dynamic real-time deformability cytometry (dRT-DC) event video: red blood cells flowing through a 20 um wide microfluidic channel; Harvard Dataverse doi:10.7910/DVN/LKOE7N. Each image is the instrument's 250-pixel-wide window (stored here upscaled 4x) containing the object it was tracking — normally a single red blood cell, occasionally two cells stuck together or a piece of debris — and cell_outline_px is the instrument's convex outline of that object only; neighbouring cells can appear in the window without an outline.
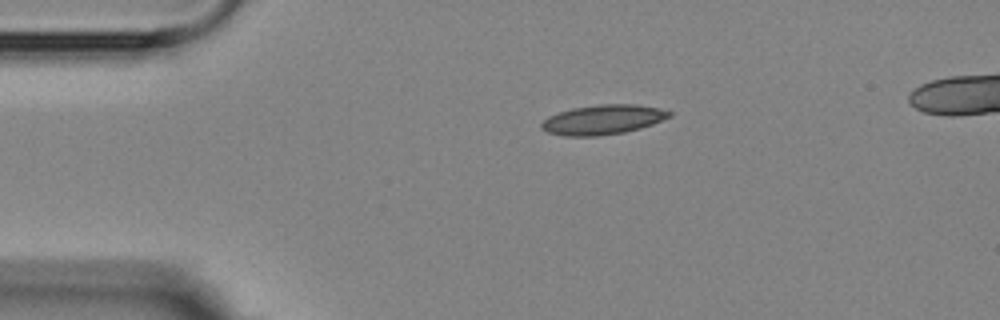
{"species": "Egyptian fruit bat (a non-hibernating species)", "species_latin": "Rousettus aegyptiacus", "temperature_condition": "room temperature", "stored_images_in_passage": 12, "camera_frame_rate_fps": 3000, "um_per_image_px": 0.085, "animal": {"sex": "female"}, "frame": {"image": 1, "passage_image": 1, "time_ms": 0.0, "image_size_px": [1000, 320], "cell_outline_px": [[672, 116], [652, 124], [640, 128], [624, 132], [596, 136], [564, 136], [548, 132], [540, 128], [540, 124], [548, 116], [572, 108], [600, 104], [636, 104], [660, 108], [672, 112]], "centroid_in_image_um": [51.25, 10.16], "position_along_channel_um": 33.8, "area_um2": 22.08}}
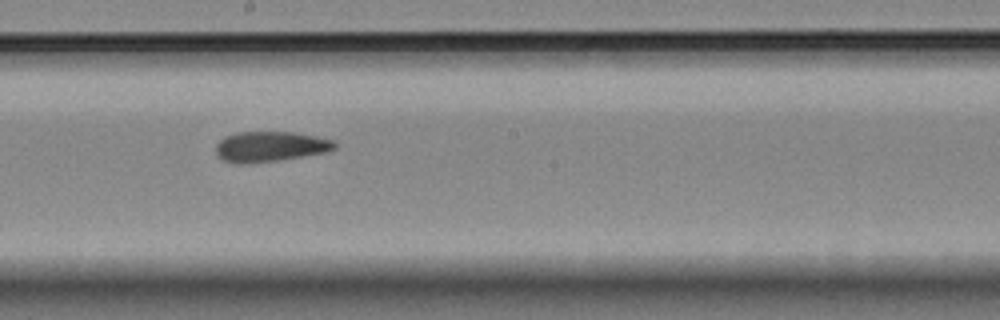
{"frame": {"image": 2, "passage_image": 6, "time_ms": 6.333, "image_size_px": [1000, 320], "cell_outline_px": [[336, 148], [328, 152], [276, 160], [248, 164], [240, 164], [224, 160], [216, 156], [216, 144], [224, 136], [236, 132], [292, 132], [316, 136], [336, 140]], "centroid_in_image_um": [22.96, 12.45], "position_along_channel_um": 225.2, "area_um2": 21.1}}
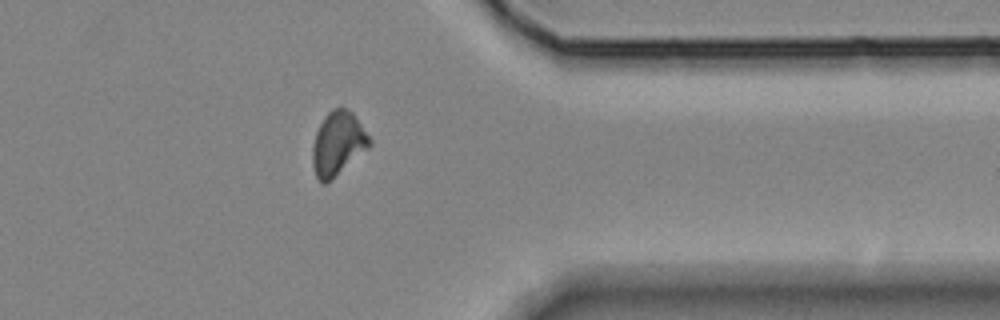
{"frame": {"image": 3, "passage_image": 10, "time_ms": 11.0, "image_size_px": [1000, 320], "cell_outline_px": [[372, 144], [368, 148], [324, 184], [320, 184], [316, 176], [312, 164], [312, 148], [316, 132], [324, 116], [332, 108], [344, 108], [352, 112], [372, 140]], "centroid_in_image_um": [28.7, 12.18], "position_along_channel_um": 382.7, "area_um2": 20.81}}